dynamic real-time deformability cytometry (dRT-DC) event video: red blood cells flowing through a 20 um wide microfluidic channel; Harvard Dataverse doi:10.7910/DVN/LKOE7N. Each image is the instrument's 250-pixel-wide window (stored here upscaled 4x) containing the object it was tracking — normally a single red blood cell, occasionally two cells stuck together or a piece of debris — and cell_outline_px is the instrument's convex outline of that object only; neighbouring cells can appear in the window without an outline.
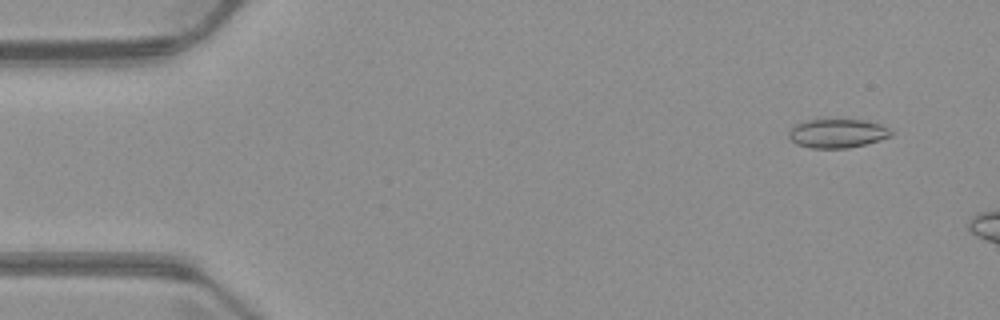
{"species": "common noctule bat (a hibernating species)", "species_latin": "Nyctalus noctula", "temperature_condition": "warm", "stored_images_in_passage": 3, "camera_frame_rate_fps": 3000, "um_per_image_px": 0.085, "animal": {"sex": "male", "body_mass_g": 23.1, "forearm_length_mm": 52.7}, "frame": {"image": 1, "passage_image": 1, "time_ms": 0.0, "image_size_px": [1000, 320], "cell_outline_px": [[892, 136], [880, 140], [848, 148], [812, 148], [796, 144], [788, 136], [788, 132], [796, 124], [804, 120], [820, 116], [864, 120], [880, 124], [888, 128], [892, 132]], "centroid_in_image_um": [71.14, 11.28], "position_along_channel_um": 13.9, "area_um2": 17.98}}